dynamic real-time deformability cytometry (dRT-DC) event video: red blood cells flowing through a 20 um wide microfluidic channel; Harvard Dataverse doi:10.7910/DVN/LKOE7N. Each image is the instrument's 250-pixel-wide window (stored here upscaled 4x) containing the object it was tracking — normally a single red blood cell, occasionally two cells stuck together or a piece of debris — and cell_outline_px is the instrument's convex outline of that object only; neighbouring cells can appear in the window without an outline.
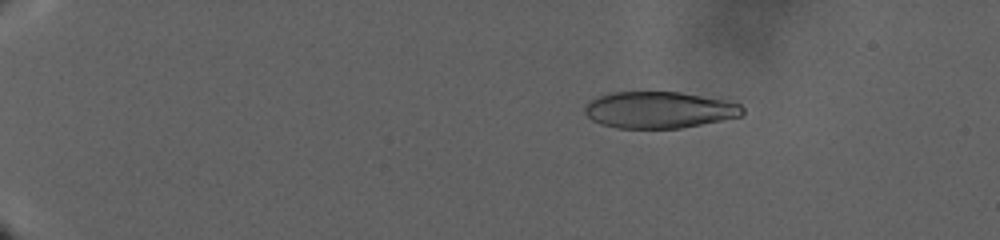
{"species": "human", "species_latin": "Homo sapiens", "temperature_condition": "warm", "stored_images_in_passage": 145, "camera_frame_rate_fps": 3000, "um_per_image_px": 0.085, "donor": {"sex": "male"}, "frame": {"image": 1, "passage_image": 26, "time_ms": 10.333, "image_size_px": [1000, 240], "cell_outline_px": [[744, 112], [740, 116], [680, 128], [616, 128], [600, 124], [592, 120], [584, 112], [584, 104], [588, 100], [608, 92], [680, 92], [728, 100], [740, 104], [744, 108]], "centroid_in_image_um": [55.98, 9.33], "position_along_channel_um": 29.0, "area_um2": 33.81}}
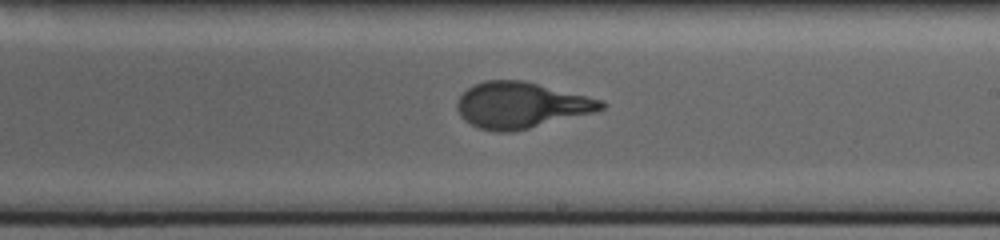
{"frame": {"image": 2, "passage_image": 98, "time_ms": 34.667, "image_size_px": [1000, 240], "cell_outline_px": [[608, 104], [604, 108], [596, 112], [512, 132], [496, 132], [480, 128], [464, 120], [460, 116], [456, 108], [456, 100], [472, 84], [484, 80], [524, 80], [604, 100]], "centroid_in_image_um": [44.29, 8.93], "position_along_channel_um": 244.7, "area_um2": 38.9}}
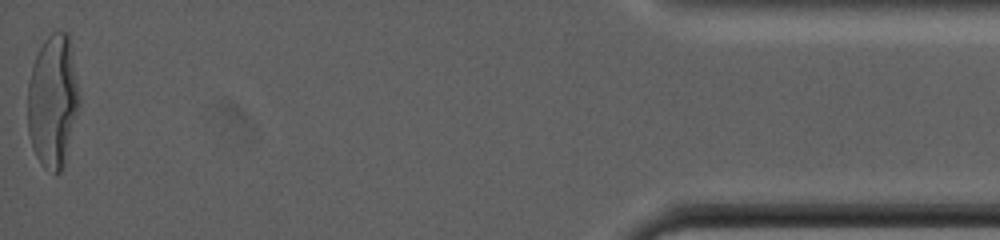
{"frame": {"image": 3, "passage_image": 145, "time_ms": 52.667, "image_size_px": [1000, 240], "cell_outline_px": [[80, 104], [64, 164], [60, 172], [56, 176], [44, 168], [40, 164], [32, 148], [28, 132], [28, 80], [36, 56], [44, 40], [52, 32], [68, 32], [80, 96]], "centroid_in_image_um": [4.49, 8.64], "position_along_channel_um": 430.7, "area_um2": 40.11}}